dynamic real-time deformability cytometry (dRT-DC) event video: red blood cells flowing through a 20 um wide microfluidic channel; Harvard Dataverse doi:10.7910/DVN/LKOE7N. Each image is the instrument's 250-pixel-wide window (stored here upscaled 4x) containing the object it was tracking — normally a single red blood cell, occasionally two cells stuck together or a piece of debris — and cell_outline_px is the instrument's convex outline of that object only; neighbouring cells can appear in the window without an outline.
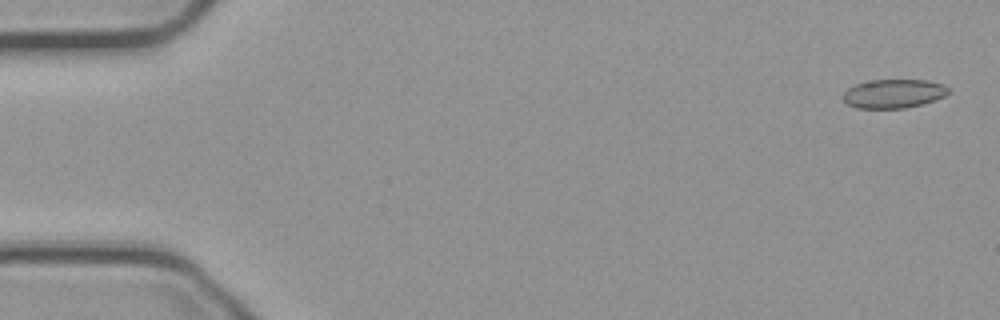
{"species": "common noctule bat (a hibernating species)", "species_latin": "Nyctalus noctula", "temperature_condition": "cold", "stored_images_in_passage": 55, "camera_frame_rate_fps": 3000, "um_per_image_px": 0.085, "animal": {"sex": "male", "body_mass_g": 23.1, "forearm_length_mm": 52.7}, "frame": {"image": 1, "passage_image": 2, "time_ms": 0.333, "image_size_px": [1000, 320], "cell_outline_px": [[952, 92], [936, 100], [924, 104], [904, 108], [856, 108], [848, 104], [844, 100], [844, 92], [848, 88], [856, 84], [872, 80], [928, 80], [944, 84]], "centroid_in_image_um": [76.01, 7.96], "position_along_channel_um": 9.0, "area_um2": 17.8}}
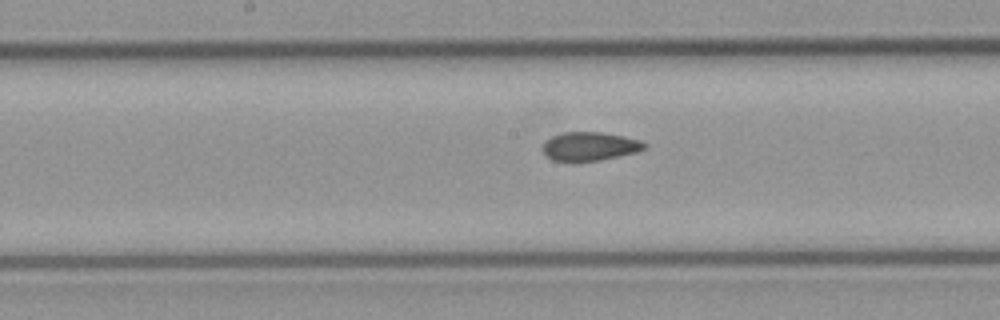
{"frame": {"image": 2, "passage_image": 28, "time_ms": 9.0, "image_size_px": [1000, 320], "cell_outline_px": [[648, 144], [644, 148], [636, 152], [600, 160], [552, 160], [544, 156], [544, 144], [552, 136], [564, 132], [600, 132], [624, 136], [640, 140]], "centroid_in_image_um": [50.15, 12.42], "position_along_channel_um": 198.1, "area_um2": 16.65}}
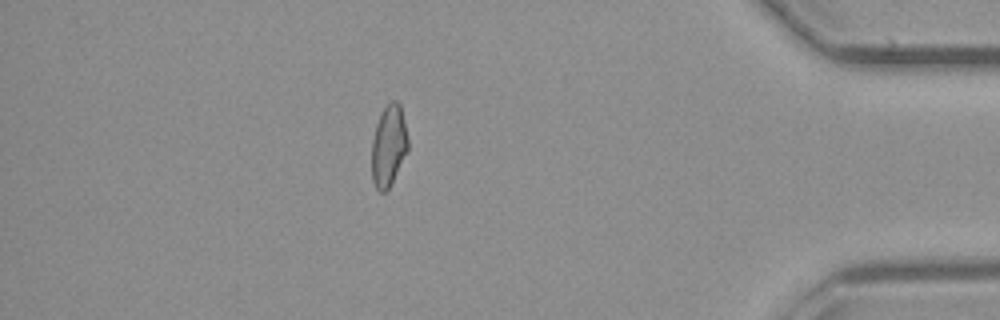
{"frame": {"image": 3, "passage_image": 48, "time_ms": 15.667, "image_size_px": [1000, 320], "cell_outline_px": [[408, 152], [388, 188], [384, 192], [380, 192], [376, 188], [372, 180], [372, 140], [376, 124], [384, 108], [392, 100], [396, 100], [400, 104], [408, 136]], "centroid_in_image_um": [33.04, 12.39], "position_along_channel_um": 402.2, "area_um2": 17.11}, "authors_computed_cell_mechanics": {"area_um2": 17.918, "velocity_mm_per_s": 3.7401, "shape_relaxation_time_tau1_ms": null, "shape_relaxation_time_tau2_ms": 2.3184, "deformation_change_tau1": null, "deformation_change_tau2": 0.0836}}